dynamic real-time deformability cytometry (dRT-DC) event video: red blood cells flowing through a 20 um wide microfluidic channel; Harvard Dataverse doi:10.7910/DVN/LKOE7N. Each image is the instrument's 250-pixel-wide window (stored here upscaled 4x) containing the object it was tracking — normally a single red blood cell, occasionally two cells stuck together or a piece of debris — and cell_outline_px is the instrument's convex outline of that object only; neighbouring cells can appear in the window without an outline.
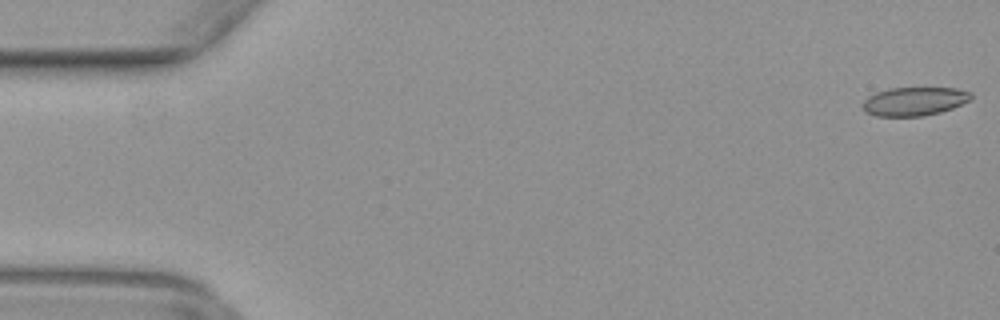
{"species": "common noctule bat (a hibernating species)", "species_latin": "Nyctalus noctula", "temperature_condition": "warm", "stored_images_in_passage": 50, "camera_frame_rate_fps": 3000, "um_per_image_px": 0.085, "animal": {"sex": "female", "body_mass_g": 29.2, "forearm_length_mm": 56.3}, "frame": {"image": 1, "passage_image": 1, "time_ms": 0.0, "image_size_px": [1000, 320], "cell_outline_px": [[972, 96], [968, 100], [952, 108], [940, 112], [924, 116], [876, 116], [864, 112], [860, 104], [868, 96], [876, 92], [888, 88], [956, 88], [972, 92]], "centroid_in_image_um": [77.66, 8.61], "position_along_channel_um": 7.3, "area_um2": 18.15}}
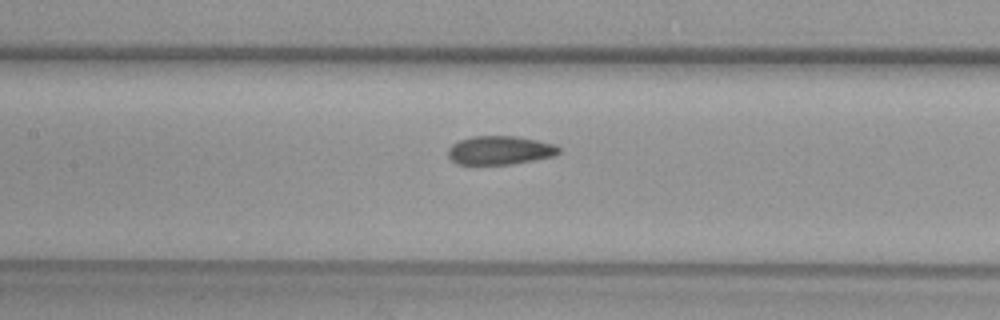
{"frame": {"image": 2, "passage_image": 23, "time_ms": 7.333, "image_size_px": [1000, 320], "cell_outline_px": [[560, 152], [552, 156], [512, 164], [456, 164], [448, 156], [448, 148], [452, 144], [460, 140], [472, 136], [516, 136], [556, 144], [560, 148]], "centroid_in_image_um": [42.48, 12.77], "position_along_channel_um": 164.9, "area_um2": 18.44}}
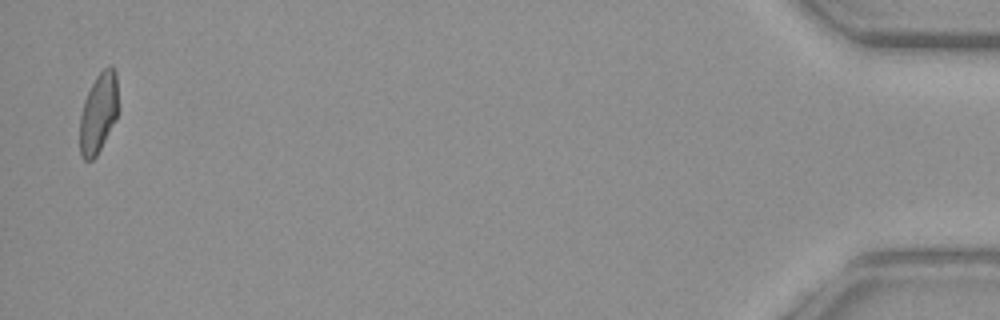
{"frame": {"image": 3, "passage_image": 49, "time_ms": 16.0, "image_size_px": [1000, 320], "cell_outline_px": [[116, 116], [96, 156], [92, 160], [84, 160], [80, 156], [80, 112], [84, 100], [96, 76], [108, 64], [112, 64], [116, 72]], "centroid_in_image_um": [8.33, 9.58], "position_along_channel_um": 426.9, "area_um2": 17.46}}